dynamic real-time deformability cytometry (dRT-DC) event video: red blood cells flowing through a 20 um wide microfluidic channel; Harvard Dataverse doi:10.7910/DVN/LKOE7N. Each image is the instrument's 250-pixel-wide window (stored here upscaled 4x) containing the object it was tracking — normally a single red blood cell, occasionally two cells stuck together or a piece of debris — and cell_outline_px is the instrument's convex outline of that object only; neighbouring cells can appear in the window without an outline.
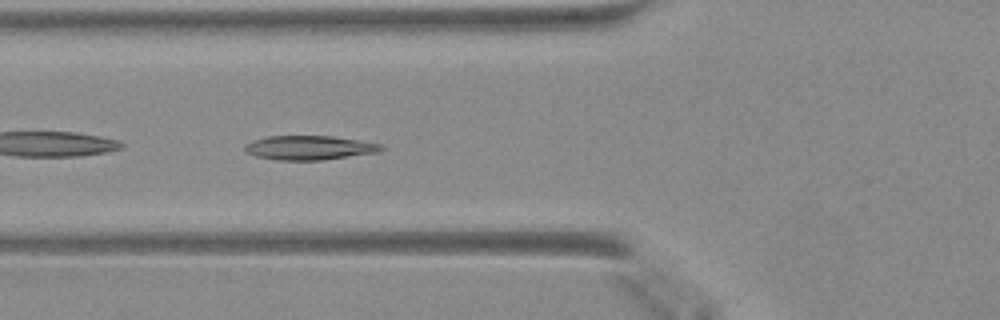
{"species": "Egyptian fruit bat (a non-hibernating species)", "species_latin": "Rousettus aegyptiacus", "temperature_condition": "warm", "stored_images_in_passage": 35, "camera_frame_rate_fps": 3000, "um_per_image_px": 0.085, "animal": {"sex": "female"}, "frame": {"image": 1, "passage_image": 5, "time_ms": 1.333, "image_size_px": [1000, 320], "cell_outline_px": [[388, 148], [376, 152], [324, 160], [276, 160], [256, 156], [248, 152], [244, 148], [252, 140], [268, 136], [332, 136], [380, 144]], "centroid_in_image_um": [26.3, 12.56], "position_along_channel_um": 99.5, "area_um2": 19.02}}
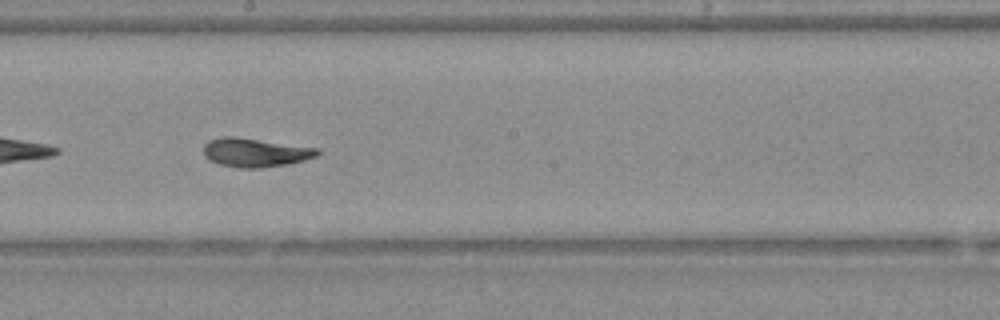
{"frame": {"image": 2, "passage_image": 14, "time_ms": 4.333, "image_size_px": [1000, 320], "cell_outline_px": [[320, 152], [316, 156], [304, 160], [288, 164], [260, 168], [236, 168], [220, 164], [204, 156], [204, 144], [208, 140], [224, 136], [236, 136], [320, 148]], "centroid_in_image_um": [21.71, 12.95], "position_along_channel_um": 226.5, "area_um2": 19.25}}
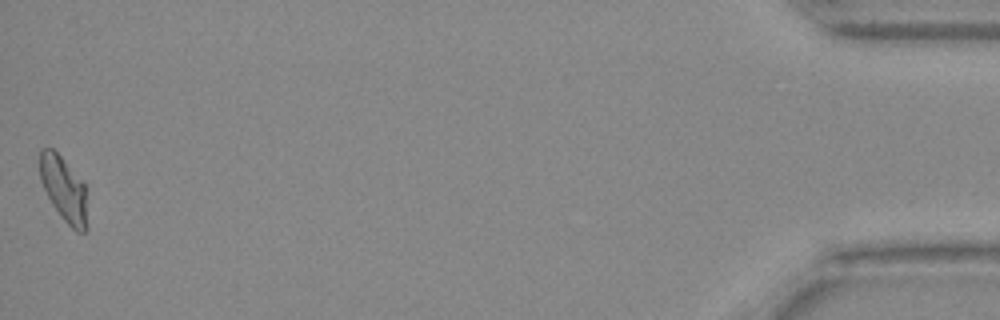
{"frame": {"image": 3, "passage_image": 35, "time_ms": 11.333, "image_size_px": [1000, 320], "cell_outline_px": [[88, 228], [84, 232], [76, 232], [64, 220], [52, 204], [40, 180], [40, 148], [52, 148], [60, 156], [84, 184], [88, 224]], "centroid_in_image_um": [5.43, 16.11], "position_along_channel_um": 429.8, "area_um2": 17.69}}